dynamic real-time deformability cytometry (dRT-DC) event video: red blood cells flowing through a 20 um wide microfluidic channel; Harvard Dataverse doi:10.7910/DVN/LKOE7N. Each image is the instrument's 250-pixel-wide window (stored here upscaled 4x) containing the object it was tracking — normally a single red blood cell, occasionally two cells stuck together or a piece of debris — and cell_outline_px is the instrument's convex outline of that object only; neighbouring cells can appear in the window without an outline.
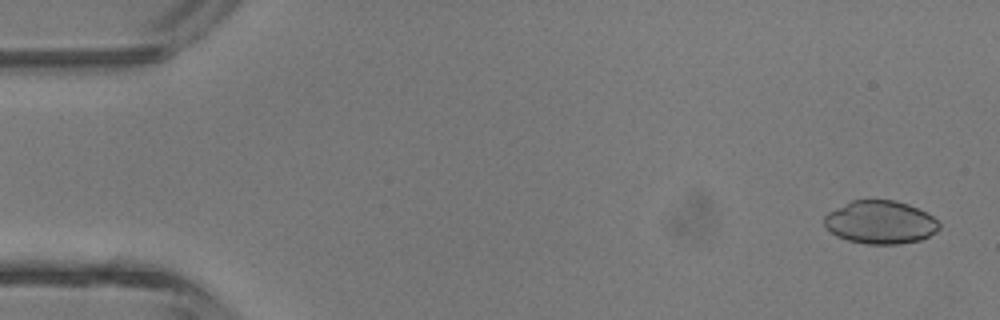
{"species": "common noctule bat (a hibernating species)", "species_latin": "Nyctalus noctula", "temperature_condition": "room temperature", "stored_images_in_passage": 4, "camera_frame_rate_fps": 3000, "um_per_image_px": 0.085, "animal": {"sex": "male", "body_mass_g": 13.3}, "frame": {"image": 1, "passage_image": 1, "time_ms": 0.0, "image_size_px": [1000, 320], "cell_outline_px": [[940, 228], [936, 232], [920, 240], [900, 244], [868, 244], [848, 240], [836, 236], [824, 224], [824, 216], [828, 212], [852, 200], [896, 200], [908, 204], [932, 216], [940, 224]], "centroid_in_image_um": [74.83, 18.9], "position_along_channel_um": 10.2, "area_um2": 28.73}}
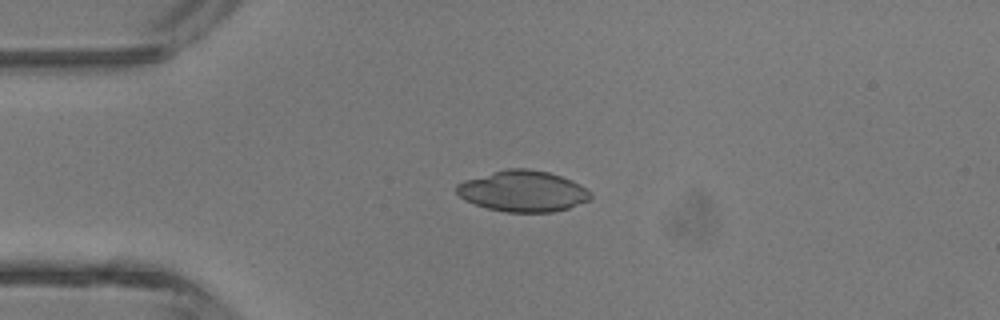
{"frame": {"image": 2, "passage_image": 3, "time_ms": 3.0, "image_size_px": [1000, 320], "cell_outline_px": [[592, 196], [588, 200], [568, 208], [552, 212], [504, 212], [488, 208], [464, 200], [456, 192], [456, 184], [464, 180], [508, 168], [528, 168], [548, 172], [572, 180], [580, 184], [592, 192]], "centroid_in_image_um": [44.45, 16.25], "position_along_channel_um": 40.5, "area_um2": 31.96}}